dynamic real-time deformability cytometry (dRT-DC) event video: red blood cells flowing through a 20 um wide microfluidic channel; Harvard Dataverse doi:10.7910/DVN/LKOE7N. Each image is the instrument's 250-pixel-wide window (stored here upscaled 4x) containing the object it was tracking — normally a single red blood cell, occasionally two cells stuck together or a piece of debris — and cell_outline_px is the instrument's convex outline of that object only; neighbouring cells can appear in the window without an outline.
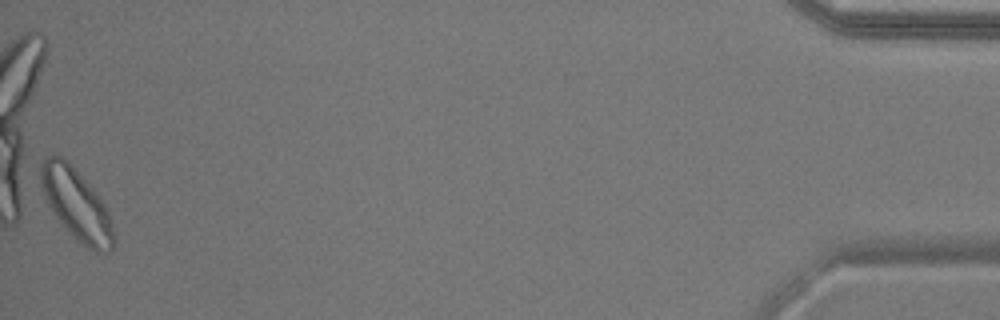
{"species": "common noctule bat (a hibernating species)", "species_latin": "Nyctalus noctula", "temperature_condition": "warm", "stored_images_in_passage": 41, "camera_frame_rate_fps": 3000, "um_per_image_px": 0.085, "animal": {"sex": "male", "body_mass_g": 17.9}, "frame": {"image": 1, "passage_image": 41, "time_ms": 13.333, "image_size_px": [1000, 320], "cell_outline_px": [[116, 240], [112, 248], [108, 252], [96, 252], [88, 248], [76, 240], [72, 236], [52, 212], [44, 196], [40, 184], [40, 164], [48, 156], [56, 152], [92, 188], [104, 204], [112, 220]], "centroid_in_image_um": [6.5, 17.42], "position_along_channel_um": 428.7, "area_um2": 30.0}, "authors_computed_cell_mechanics": {"area_um2": 19.074, "velocity_mm_per_s": 3.7732, "shape_relaxation_time_tau1_ms": 4.9621, "shape_relaxation_time_tau2_ms": null, "deformation_change_tau1": 0.1173, "deformation_change_tau2": null}}